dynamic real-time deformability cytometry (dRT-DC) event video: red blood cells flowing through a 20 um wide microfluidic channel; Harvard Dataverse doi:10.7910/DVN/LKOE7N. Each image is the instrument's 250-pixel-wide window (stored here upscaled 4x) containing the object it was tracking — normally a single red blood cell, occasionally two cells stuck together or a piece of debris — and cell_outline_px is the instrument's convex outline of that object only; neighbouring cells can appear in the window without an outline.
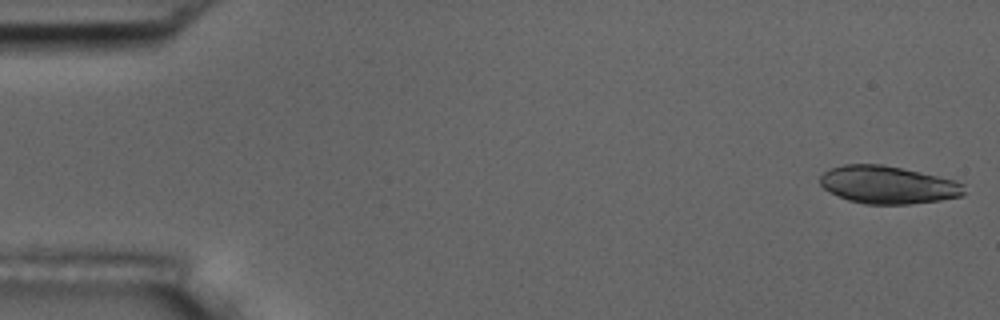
{"species": "common noctule bat (a hibernating species)", "species_latin": "Nyctalus noctula", "temperature_condition": "room temperature", "stored_images_in_passage": 54, "camera_frame_rate_fps": 3000, "um_per_image_px": 0.085, "animal": {"sex": "male", "body_mass_g": 17.5, "forearm_length_mm": 52.3}, "frame": {"image": 1, "passage_image": 1, "time_ms": 0.0, "image_size_px": [1000, 320], "cell_outline_px": [[964, 196], [940, 200], [908, 204], [864, 204], [848, 200], [824, 188], [820, 184], [820, 176], [824, 172], [832, 168], [844, 164], [880, 164], [900, 168], [936, 176], [952, 180], [964, 184]], "centroid_in_image_um": [75.46, 15.72], "position_along_channel_um": 9.5, "area_um2": 31.27}}
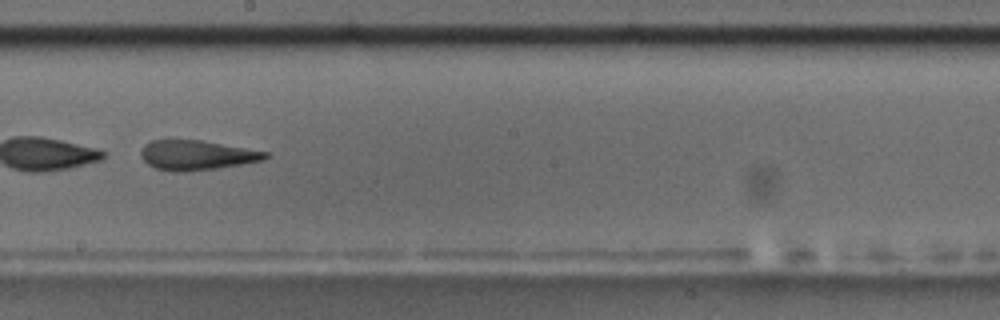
{"frame": {"image": 2, "passage_image": 31, "time_ms": 10.0, "image_size_px": [1000, 320], "cell_outline_px": [[268, 156], [264, 160], [216, 168], [184, 172], [172, 172], [156, 168], [148, 164], [140, 156], [140, 152], [144, 144], [152, 140], [200, 140], [268, 152]], "centroid_in_image_um": [16.67, 13.19], "position_along_channel_um": 231.5, "area_um2": 21.39}}